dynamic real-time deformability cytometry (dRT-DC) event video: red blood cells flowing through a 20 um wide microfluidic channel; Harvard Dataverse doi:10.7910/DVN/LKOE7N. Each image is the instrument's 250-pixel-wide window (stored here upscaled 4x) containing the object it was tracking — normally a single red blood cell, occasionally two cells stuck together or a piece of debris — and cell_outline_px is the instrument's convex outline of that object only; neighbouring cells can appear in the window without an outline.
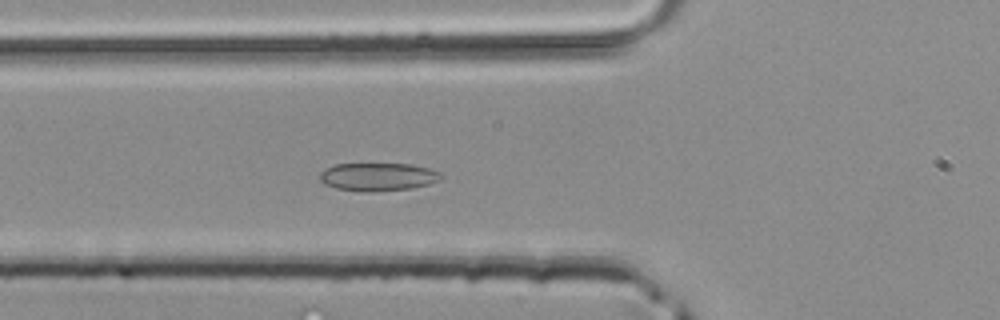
{"species": "common noctule bat (a hibernating species)", "species_latin": "Nyctalus noctula", "temperature_condition": "room temperature", "stored_images_in_passage": 39, "segment_of_instrument_passage": [1, 2], "camera_frame_rate_fps": 3000, "um_per_image_px": 0.085, "animal": {"sex": "male", "body_mass_g": 20.4}, "frame": {"image": 1, "passage_image": 10, "time_ms": 3.0, "image_size_px": [1000, 320], "cell_outline_px": [[444, 176], [428, 184], [412, 188], [368, 192], [336, 188], [324, 184], [320, 180], [320, 172], [324, 168], [336, 164], [412, 164], [428, 168], [440, 172]], "centroid_in_image_um": [32.1, 15.02], "position_along_channel_um": 93.7, "area_um2": 19.71}}
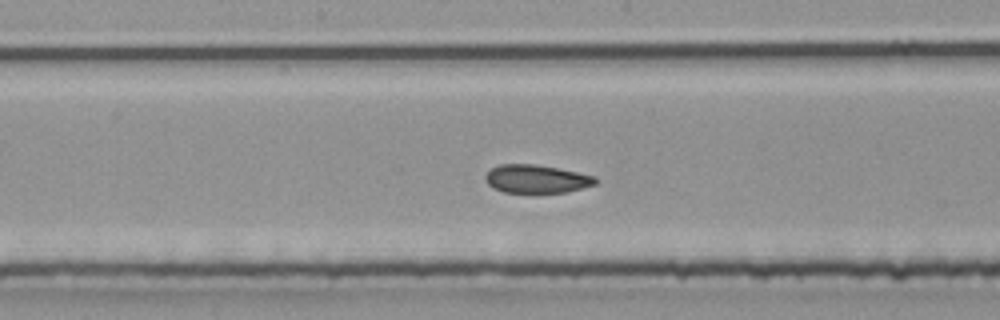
{"frame": {"image": 2, "passage_image": 17, "time_ms": 5.333, "image_size_px": [1000, 320], "cell_outline_px": [[596, 184], [564, 192], [504, 192], [492, 188], [484, 180], [484, 176], [492, 168], [500, 164], [536, 164], [596, 176]], "centroid_in_image_um": [45.55, 15.2], "position_along_channel_um": 202.7, "area_um2": 17.92}}
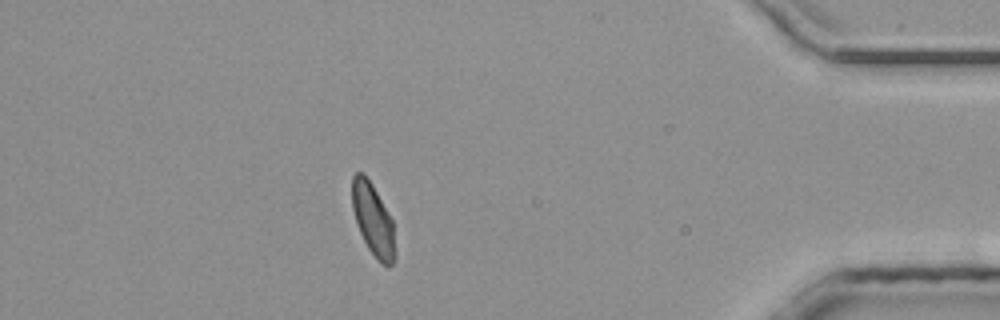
{"frame": {"image": 3, "passage_image": 33, "time_ms": 10.667, "image_size_px": [1000, 320], "cell_outline_px": [[396, 256], [392, 264], [388, 268], [380, 264], [368, 248], [360, 232], [352, 208], [352, 176], [356, 172], [360, 172], [372, 184], [392, 220], [396, 252]], "centroid_in_image_um": [31.72, 18.74], "position_along_channel_um": 403.5, "area_um2": 17.92}}